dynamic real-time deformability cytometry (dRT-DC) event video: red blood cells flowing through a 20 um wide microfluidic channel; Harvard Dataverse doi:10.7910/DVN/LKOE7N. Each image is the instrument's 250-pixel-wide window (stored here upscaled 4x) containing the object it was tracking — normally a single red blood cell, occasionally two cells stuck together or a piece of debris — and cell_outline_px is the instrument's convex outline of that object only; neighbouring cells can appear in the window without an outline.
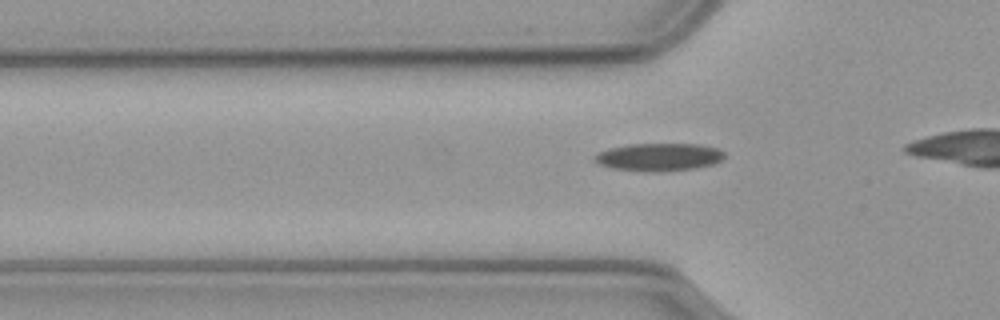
{"species": "common noctule bat (a hibernating species)", "species_latin": "Nyctalus noctula", "temperature_condition": "cold", "stored_images_in_passage": 25, "camera_frame_rate_fps": 3000, "um_per_image_px": 0.085, "animal": {"sex": "male", "body_mass_g": 23.1, "forearm_length_mm": 52.7}, "frame": {"image": 1, "passage_image": 8, "time_ms": 2.333, "image_size_px": [1000, 320], "cell_outline_px": [[724, 156], [720, 160], [712, 164], [696, 168], [612, 168], [600, 164], [592, 156], [600, 152], [612, 148], [628, 144], [700, 144], [716, 148], [724, 152]], "centroid_in_image_um": [56.05, 13.28], "position_along_channel_um": 69.8, "area_um2": 19.48}}